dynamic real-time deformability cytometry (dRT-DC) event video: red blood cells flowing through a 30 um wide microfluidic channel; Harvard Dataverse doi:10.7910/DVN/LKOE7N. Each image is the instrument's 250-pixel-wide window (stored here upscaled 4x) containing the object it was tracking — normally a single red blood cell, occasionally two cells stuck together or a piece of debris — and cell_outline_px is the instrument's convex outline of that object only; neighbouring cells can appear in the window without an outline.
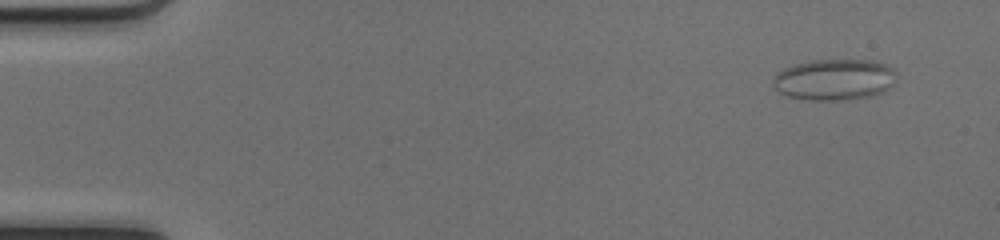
{"species": "common noctule bat (a hibernating species)", "species_latin": "Nyctalus noctula", "temperature_condition": "cold", "stored_images_in_passage": 51, "camera_frame_rate_fps": 3000, "um_per_image_px": 0.085, "animal": {"sex": "female", "body_mass_g": 17.0, "forearm_length_mm": 48.0}, "frame": {"image": 1, "passage_image": 4, "time_ms": 1.0, "image_size_px": [1000, 240], "cell_outline_px": [[896, 76], [892, 84], [888, 88], [880, 92], [868, 96], [852, 100], [808, 100], [788, 96], [780, 92], [776, 88], [776, 72], [784, 68], [796, 64], [812, 60], [868, 60], [888, 64], [896, 72]], "centroid_in_image_um": [70.95, 6.76], "position_along_channel_um": 14.0, "area_um2": 29.36}}
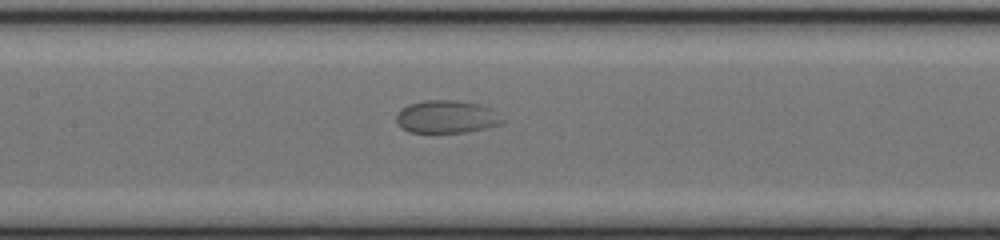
{"frame": {"image": 2, "passage_image": 25, "time_ms": 8.0, "image_size_px": [1000, 240], "cell_outline_px": [[504, 120], [500, 124], [484, 128], [464, 132], [408, 132], [400, 128], [396, 124], [396, 116], [400, 108], [408, 104], [424, 100], [452, 100], [480, 104], [488, 108]], "centroid_in_image_um": [37.86, 9.92], "position_along_channel_um": 169.5, "area_um2": 20.11}}
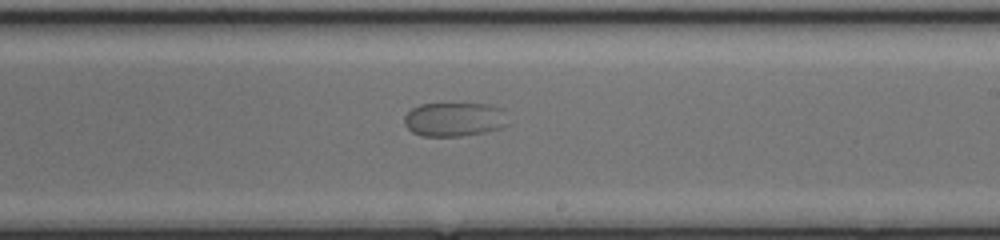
{"frame": {"image": 3, "passage_image": 31, "time_ms": 10.0, "image_size_px": [1000, 240], "cell_outline_px": [[508, 124], [500, 128], [484, 132], [460, 136], [420, 136], [412, 132], [404, 124], [404, 116], [412, 108], [420, 104], [488, 104], [500, 108]], "centroid_in_image_um": [38.57, 10.15], "position_along_channel_um": 250.4, "area_um2": 20.4}}